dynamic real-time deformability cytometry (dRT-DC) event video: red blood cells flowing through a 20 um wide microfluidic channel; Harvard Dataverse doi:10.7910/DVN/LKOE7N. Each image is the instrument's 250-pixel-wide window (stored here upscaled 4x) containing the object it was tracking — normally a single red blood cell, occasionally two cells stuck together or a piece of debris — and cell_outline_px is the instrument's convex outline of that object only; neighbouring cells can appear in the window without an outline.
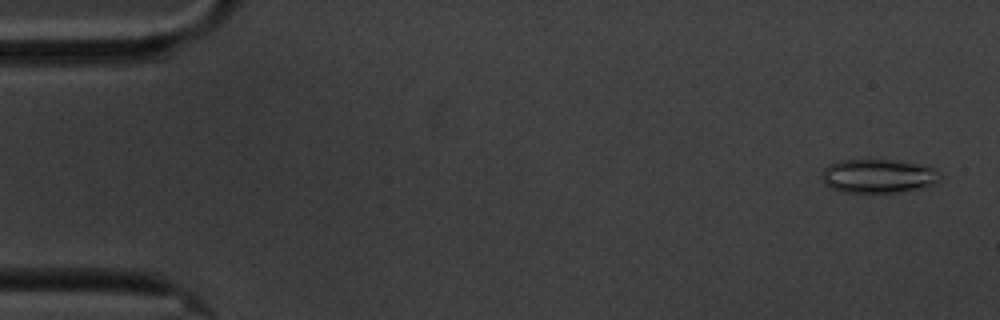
{"species": "common noctule bat (a hibernating species)", "species_latin": "Nyctalus noctula", "temperature_condition": "cold", "stored_images_in_passage": 5, "camera_frame_rate_fps": 3000, "um_per_image_px": 0.085, "animal": {"sex": "male", "body_mass_g": 20.1, "forearm_length_mm": 53.5}, "frame": {"image": 1, "passage_image": 1, "time_ms": 0.0, "image_size_px": [1000, 320], "cell_outline_px": [[940, 180], [936, 184], [924, 188], [900, 192], [840, 192], [824, 184], [820, 180], [820, 176], [824, 168], [828, 164], [840, 160], [892, 160], [916, 164], [936, 168], [940, 176]], "centroid_in_image_um": [74.63, 14.97], "position_along_channel_um": 10.4, "area_um2": 23.58}}
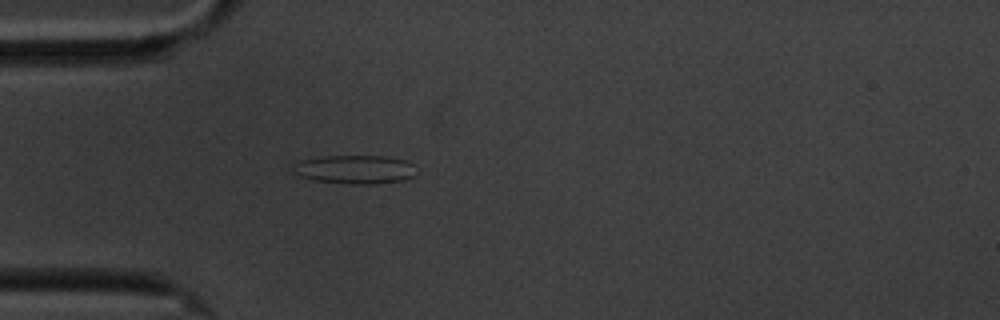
{"frame": {"image": 2, "passage_image": 5, "time_ms": 4.667, "image_size_px": [1000, 320], "cell_outline_px": [[412, 176], [404, 180], [372, 184], [352, 184], [312, 180], [300, 176], [292, 172], [292, 164], [300, 160], [324, 156], [384, 156], [404, 160], [412, 164]], "centroid_in_image_um": [30.07, 14.4], "position_along_channel_um": 54.9, "area_um2": 20.46}}